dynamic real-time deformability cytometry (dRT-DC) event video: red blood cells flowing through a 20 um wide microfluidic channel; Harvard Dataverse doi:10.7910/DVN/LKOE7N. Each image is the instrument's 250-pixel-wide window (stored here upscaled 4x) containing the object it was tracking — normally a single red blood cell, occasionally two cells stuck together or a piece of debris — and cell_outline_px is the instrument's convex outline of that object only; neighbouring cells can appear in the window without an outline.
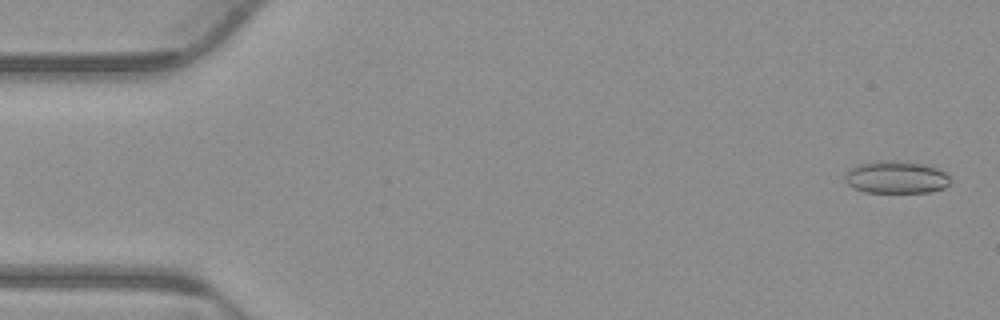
{"species": "common noctule bat (a hibernating species)", "species_latin": "Nyctalus noctula", "temperature_condition": "warm", "stored_images_in_passage": 54, "camera_frame_rate_fps": 3000, "um_per_image_px": 0.085, "animal": {"sex": "male", "body_mass_g": 23.1, "forearm_length_mm": 52.7}, "frame": {"image": 1, "passage_image": 2, "time_ms": 0.333, "image_size_px": [1000, 320], "cell_outline_px": [[952, 180], [944, 188], [928, 192], [864, 192], [852, 188], [844, 180], [844, 176], [852, 168], [860, 164], [880, 160], [892, 160], [924, 164], [948, 172]], "centroid_in_image_um": [76.2, 15.07], "position_along_channel_um": 8.8, "area_um2": 20.0}}
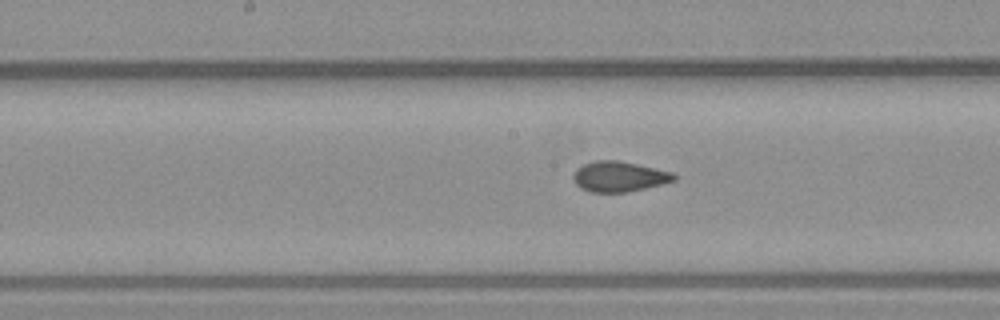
{"frame": {"image": 2, "passage_image": 27, "time_ms": 8.667, "image_size_px": [1000, 320], "cell_outline_px": [[676, 180], [644, 188], [624, 192], [592, 192], [580, 188], [572, 180], [572, 176], [576, 168], [584, 164], [596, 160], [616, 160], [636, 164], [672, 172], [676, 176]], "centroid_in_image_um": [52.57, 15.0], "position_along_channel_um": 195.6, "area_um2": 17.63}}
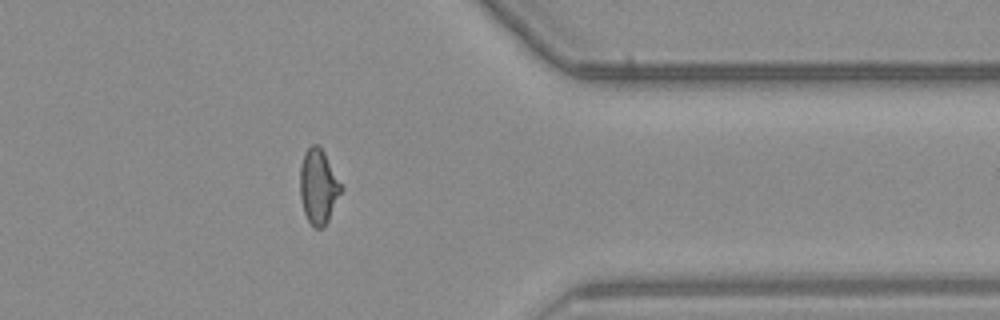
{"frame": {"image": 3, "passage_image": 43, "time_ms": 14.0, "image_size_px": [1000, 320], "cell_outline_px": [[344, 188], [324, 228], [316, 228], [308, 220], [304, 212], [300, 196], [300, 164], [304, 152], [312, 144], [316, 144], [324, 152]], "centroid_in_image_um": [27.07, 15.85], "position_along_channel_um": 384.3, "area_um2": 17.92}, "authors_computed_cell_mechanics": {"area_um2": 18.0625, "velocity_mm_per_s": 3.8376, "shape_relaxation_time_tau1_ms": null, "shape_relaxation_time_tau2_ms": 1.5759, "deformation_change_tau1": null, "deformation_change_tau2": 0.0556}}